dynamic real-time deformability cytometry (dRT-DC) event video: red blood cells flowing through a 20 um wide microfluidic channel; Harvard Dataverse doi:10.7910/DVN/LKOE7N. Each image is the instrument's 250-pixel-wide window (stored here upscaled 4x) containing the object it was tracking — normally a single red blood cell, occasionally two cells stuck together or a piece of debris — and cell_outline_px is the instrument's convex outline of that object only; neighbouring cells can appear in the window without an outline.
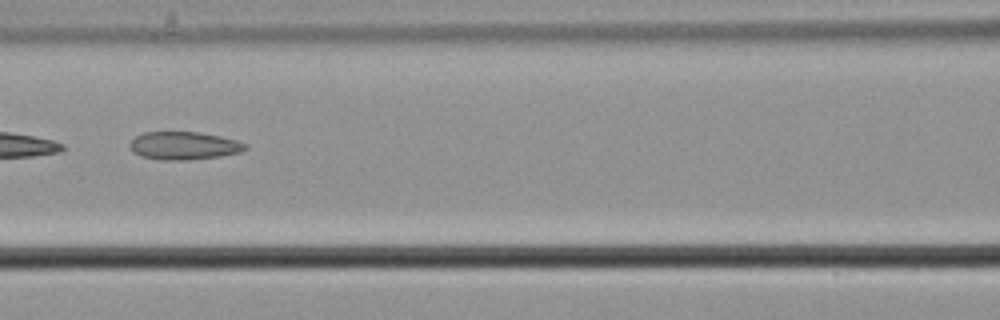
{"species": "common noctule bat (a hibernating species)", "species_latin": "Nyctalus noctula", "temperature_condition": "cold", "stored_images_in_passage": 8, "camera_frame_rate_fps": 3000, "um_per_image_px": 0.085, "animal": {"sex": "male", "body_mass_g": 21.5, "forearm_length_mm": 52.0}, "frame": {"image": 1, "passage_image": 6, "time_ms": 1.667, "image_size_px": [1000, 320], "cell_outline_px": [[248, 148], [240, 152], [220, 156], [188, 160], [160, 160], [140, 156], [132, 152], [128, 144], [136, 136], [144, 132], [200, 132], [240, 140], [248, 144]], "centroid_in_image_um": [15.65, 12.38], "position_along_channel_um": 151.0, "area_um2": 19.07}}
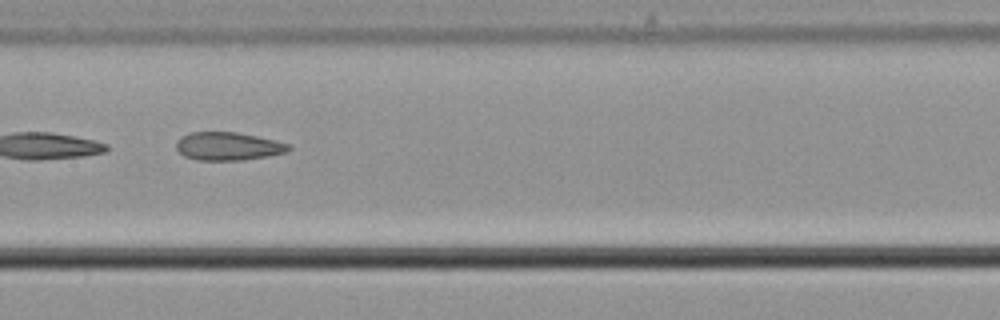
{"frame": {"image": 2, "passage_image": 7, "time_ms": 2.0, "image_size_px": [1000, 320], "cell_outline_px": [[292, 148], [288, 152], [268, 156], [244, 160], [196, 160], [184, 156], [176, 148], [176, 144], [180, 136], [188, 132], [236, 132], [276, 140], [288, 144]], "centroid_in_image_um": [19.39, 12.43], "position_along_channel_um": 188.0, "area_um2": 18.55}}
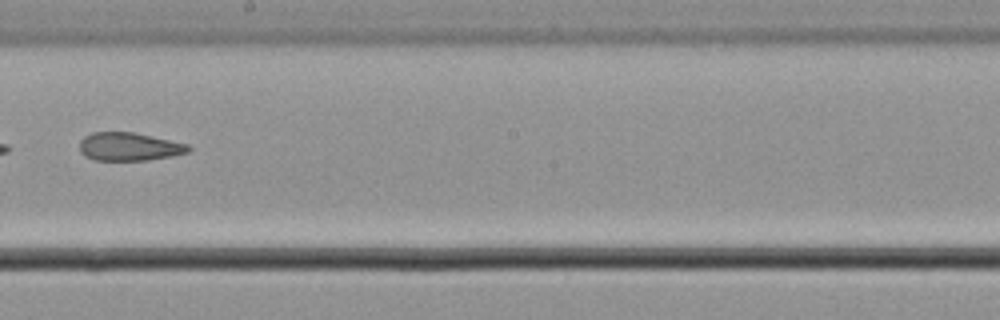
{"frame": {"image": 3, "passage_image": 8, "time_ms": 2.333, "image_size_px": [1000, 320], "cell_outline_px": [[192, 148], [188, 152], [172, 156], [148, 160], [96, 160], [84, 156], [80, 152], [80, 140], [84, 136], [92, 132], [132, 132], [152, 136], [188, 144]], "centroid_in_image_um": [10.97, 12.46], "position_along_channel_um": 237.2, "area_um2": 17.92}}